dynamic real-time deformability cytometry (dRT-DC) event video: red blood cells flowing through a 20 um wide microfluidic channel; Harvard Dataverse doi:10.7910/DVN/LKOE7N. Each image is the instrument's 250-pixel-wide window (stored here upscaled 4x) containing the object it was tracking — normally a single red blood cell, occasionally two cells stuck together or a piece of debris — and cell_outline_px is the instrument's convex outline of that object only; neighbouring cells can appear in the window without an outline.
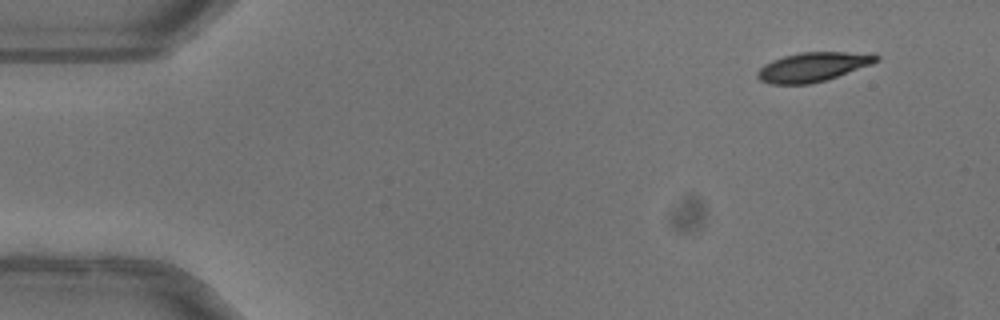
{"species": "common noctule bat (a hibernating species)", "species_latin": "Nyctalus noctula", "temperature_condition": "warm", "stored_images_in_passage": 46, "camera_frame_rate_fps": 3000, "um_per_image_px": 0.085, "animal": {"sex": "female"}, "frame": {"image": 1, "passage_image": 1, "time_ms": 0.0, "image_size_px": [1000, 320], "cell_outline_px": [[880, 60], [872, 64], [824, 80], [808, 84], [772, 84], [760, 80], [756, 76], [756, 72], [764, 64], [772, 60], [784, 56], [800, 52], [872, 52], [880, 56]], "centroid_in_image_um": [69.12, 5.67], "position_along_channel_um": 15.9, "area_um2": 20.29}}
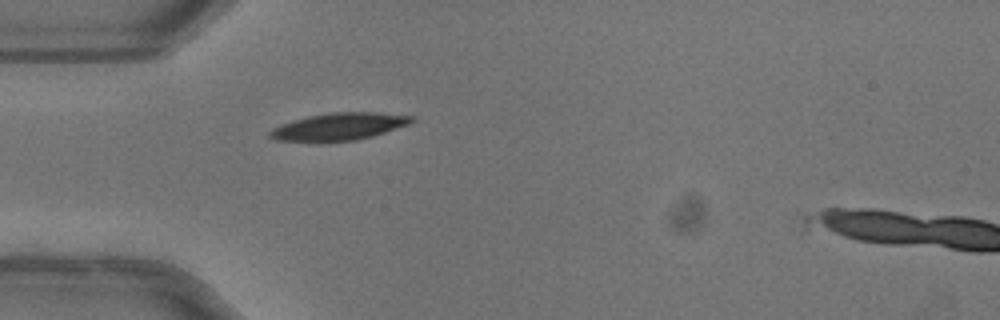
{"frame": {"image": 2, "passage_image": 12, "time_ms": 3.667, "image_size_px": [1000, 320], "cell_outline_px": [[416, 120], [408, 124], [372, 136], [356, 140], [276, 140], [268, 136], [268, 132], [280, 124], [292, 120], [308, 116], [328, 112], [376, 112], [416, 116]], "centroid_in_image_um": [28.85, 10.72], "position_along_channel_um": 56.2, "area_um2": 22.14}}
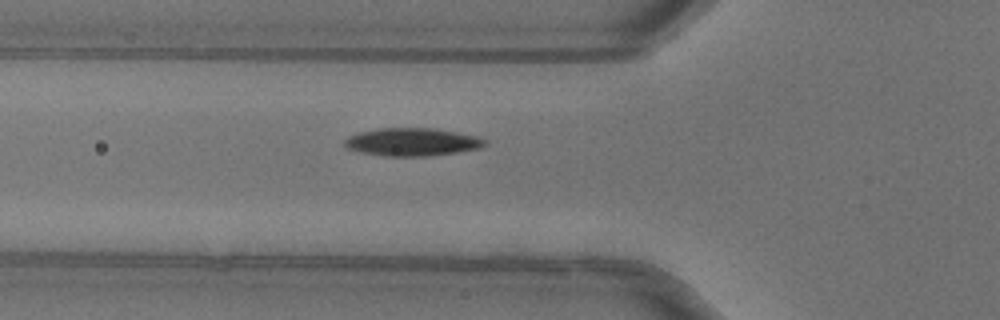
{"frame": {"image": 3, "passage_image": 15, "time_ms": 4.667, "image_size_px": [1000, 320], "cell_outline_px": [[488, 144], [476, 148], [456, 152], [424, 156], [388, 156], [364, 152], [348, 148], [344, 144], [344, 140], [348, 136], [360, 132], [376, 128], [436, 128], [480, 136], [488, 140]], "centroid_in_image_um": [35.08, 12.04], "position_along_channel_um": 90.7, "area_um2": 22.72}, "authors_computed_cell_mechanics": {"area_um2": 21.8773, "velocity_mm_per_s": 4.0191, "shape_relaxation_time_tau1_ms": 3.1276, "shape_relaxation_time_tau2_ms": 4.5197, "deformation_change_tau1": 0.1373, "deformation_change_tau2": 0.0643}}